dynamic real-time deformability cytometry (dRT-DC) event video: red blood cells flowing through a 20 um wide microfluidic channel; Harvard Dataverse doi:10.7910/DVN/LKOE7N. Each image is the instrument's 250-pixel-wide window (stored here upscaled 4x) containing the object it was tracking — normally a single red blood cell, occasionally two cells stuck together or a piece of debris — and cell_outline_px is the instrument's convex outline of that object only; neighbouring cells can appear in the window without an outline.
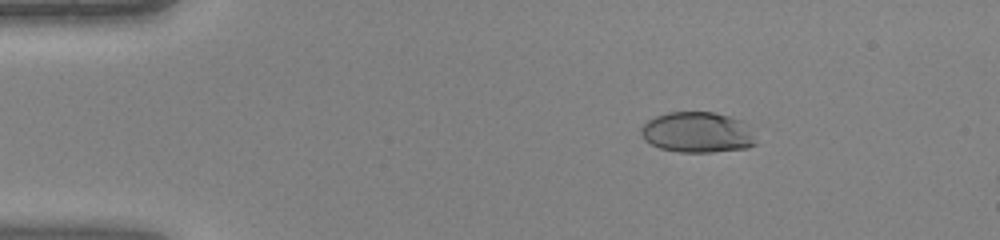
{"species": "human", "species_latin": "Homo sapiens", "temperature_condition": "warm", "stored_images_in_passage": 14, "camera_frame_rate_fps": 3000, "um_per_image_px": 0.085, "donor": {"sex": "female"}, "frame": {"image": 1, "passage_image": 8, "time_ms": 2.333, "image_size_px": [1000, 240], "cell_outline_px": [[756, 144], [748, 148], [712, 152], [680, 152], [660, 148], [644, 140], [640, 132], [640, 128], [648, 120], [656, 116], [668, 112], [716, 112], [740, 120], [748, 124]], "centroid_in_image_um": [59.27, 11.25], "position_along_channel_um": 25.7, "area_um2": 27.22}}